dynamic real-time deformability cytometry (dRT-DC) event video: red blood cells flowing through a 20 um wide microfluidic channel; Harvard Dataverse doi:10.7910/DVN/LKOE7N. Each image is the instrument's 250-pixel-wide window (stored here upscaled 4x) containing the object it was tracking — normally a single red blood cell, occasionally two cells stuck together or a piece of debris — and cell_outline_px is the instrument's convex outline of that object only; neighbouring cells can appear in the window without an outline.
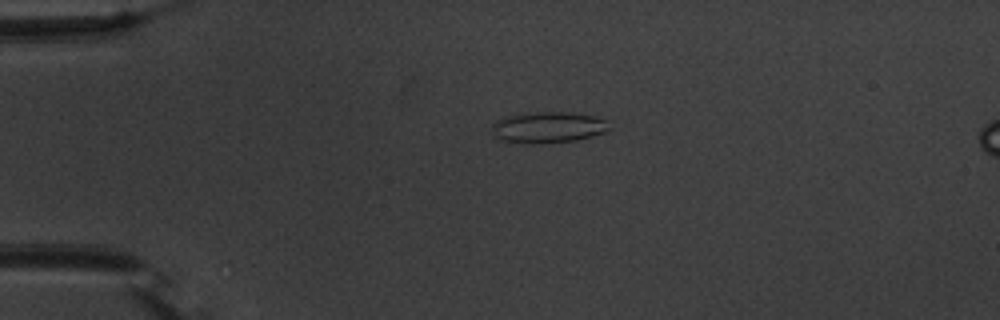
{"species": "common noctule bat (a hibernating species)", "species_latin": "Nyctalus noctula", "temperature_condition": "warm", "stored_images_in_passage": 44, "camera_frame_rate_fps": 3000, "um_per_image_px": 0.085, "animal": {"sex": "male", "body_mass_g": 20.1, "forearm_length_mm": 53.5}, "frame": {"image": 1, "passage_image": 2, "time_ms": 0.333, "image_size_px": [1000, 320], "cell_outline_px": [[612, 128], [604, 132], [592, 136], [576, 140], [536, 144], [528, 144], [496, 140], [492, 136], [492, 124], [496, 120], [508, 116], [536, 112], [568, 112], [596, 116], [608, 120]], "centroid_in_image_um": [46.58, 10.84], "position_along_channel_um": 38.4, "area_um2": 21.68}}
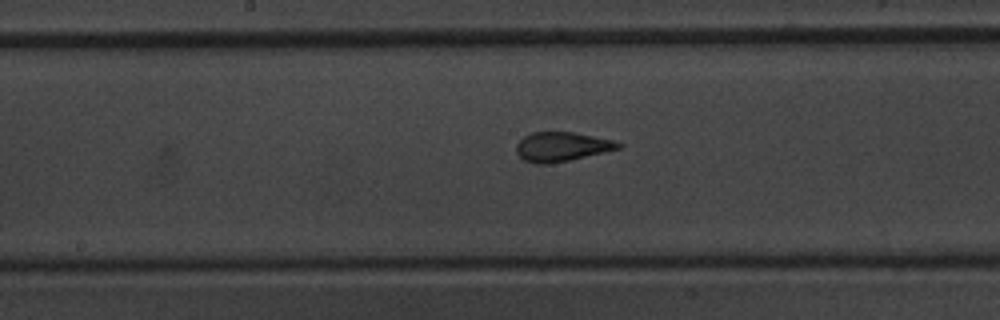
{"frame": {"image": 2, "passage_image": 18, "time_ms": 5.667, "image_size_px": [1000, 320], "cell_outline_px": [[624, 144], [620, 148], [604, 152], [568, 160], [548, 164], [536, 164], [524, 160], [516, 152], [516, 144], [524, 136], [532, 132], [572, 132], [612, 140]], "centroid_in_image_um": [47.72, 12.47], "position_along_channel_um": 200.5, "area_um2": 17.22}}
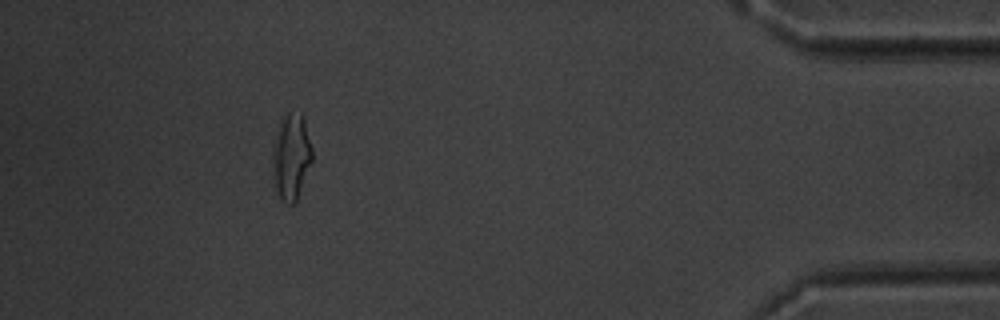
{"frame": {"image": 3, "passage_image": 39, "time_ms": 12.667, "image_size_px": [1000, 320], "cell_outline_px": [[312, 160], [296, 200], [292, 204], [288, 204], [280, 196], [276, 188], [272, 156], [272, 152], [280, 120], [288, 112], [300, 112], [304, 116], [312, 148]], "centroid_in_image_um": [24.77, 13.24], "position_along_channel_um": 410.4, "area_um2": 19.42}, "authors_computed_cell_mechanics": {"area_um2": 17.7735, "velocity_mm_per_s": 3.7378, "shape_relaxation_time_tau1_ms": 4.3318, "shape_relaxation_time_tau2_ms": 0.8433, "deformation_change_tau1": 0.1736, "deformation_change_tau2": 0.0695}}